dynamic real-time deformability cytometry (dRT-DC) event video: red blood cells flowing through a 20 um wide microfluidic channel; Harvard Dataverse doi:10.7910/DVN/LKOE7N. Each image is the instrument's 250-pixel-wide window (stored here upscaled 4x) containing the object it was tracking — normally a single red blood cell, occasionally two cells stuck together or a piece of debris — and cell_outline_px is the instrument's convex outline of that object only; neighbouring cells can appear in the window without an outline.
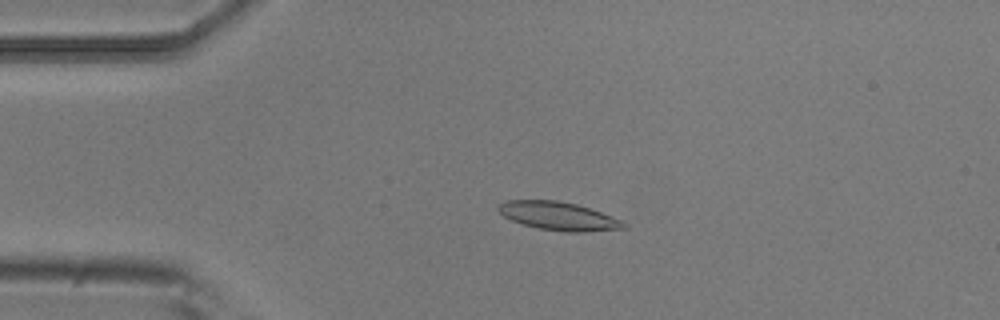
{"species": "common noctule bat (a hibernating species)", "species_latin": "Nyctalus noctula", "temperature_condition": "room temperature", "stored_images_in_passage": 3, "camera_frame_rate_fps": 3000, "um_per_image_px": 0.085, "animal": {"sex": "male", "body_mass_g": 20.5, "forearm_length_mm": 52.5}, "frame": {"image": 1, "passage_image": 2, "time_ms": 0.333, "image_size_px": [1000, 320], "cell_outline_px": [[628, 228], [580, 232], [568, 232], [540, 228], [524, 224], [512, 220], [504, 216], [496, 208], [504, 200], [556, 200], [576, 204], [624, 220], [628, 224]], "centroid_in_image_um": [47.51, 18.36], "position_along_channel_um": 37.5, "area_um2": 20.58}}